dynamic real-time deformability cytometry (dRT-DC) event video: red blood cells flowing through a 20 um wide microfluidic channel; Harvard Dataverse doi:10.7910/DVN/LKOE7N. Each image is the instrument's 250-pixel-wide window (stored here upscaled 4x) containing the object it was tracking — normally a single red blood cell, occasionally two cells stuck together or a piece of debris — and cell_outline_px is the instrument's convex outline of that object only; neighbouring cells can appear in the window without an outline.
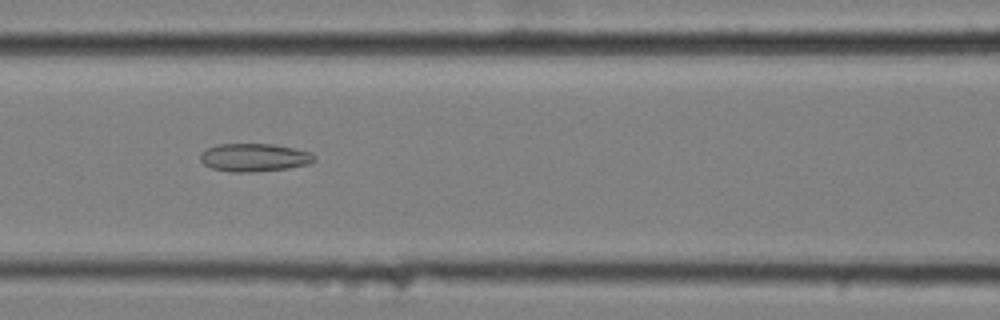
{"species": "common noctule bat (a hibernating species)", "species_latin": "Nyctalus noctula", "temperature_condition": "cold", "stored_images_in_passage": 40, "camera_frame_rate_fps": 3000, "um_per_image_px": 0.085, "animal": {"sex": "female", "body_mass_g": 25.1}, "frame": {"image": 1, "passage_image": 8, "time_ms": 2.333, "image_size_px": [1000, 320], "cell_outline_px": [[316, 160], [308, 164], [288, 168], [256, 172], [232, 172], [212, 168], [204, 164], [200, 160], [200, 152], [208, 148], [220, 144], [272, 144], [296, 148], [312, 152], [316, 156]], "centroid_in_image_um": [21.64, 13.38], "position_along_channel_um": 145.0, "area_um2": 18.79}}
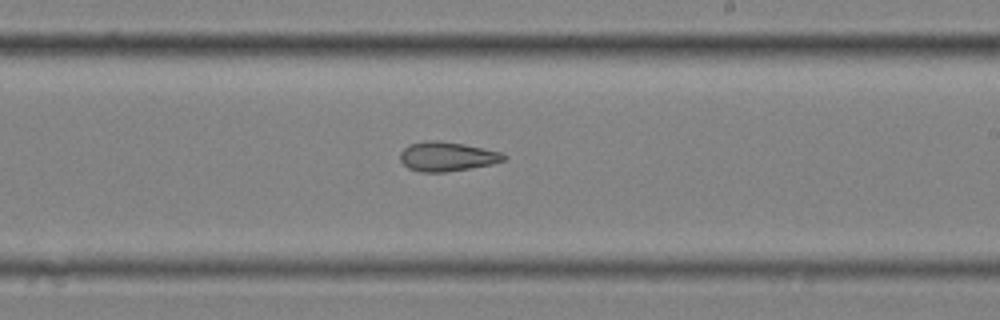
{"frame": {"image": 2, "passage_image": 17, "time_ms": 5.333, "image_size_px": [1000, 320], "cell_outline_px": [[508, 156], [504, 160], [492, 164], [444, 172], [420, 172], [408, 168], [400, 160], [400, 152], [408, 144], [428, 140], [440, 140], [464, 144], [500, 152]], "centroid_in_image_um": [37.96, 13.29], "position_along_channel_um": 251.0, "area_um2": 17.69}}
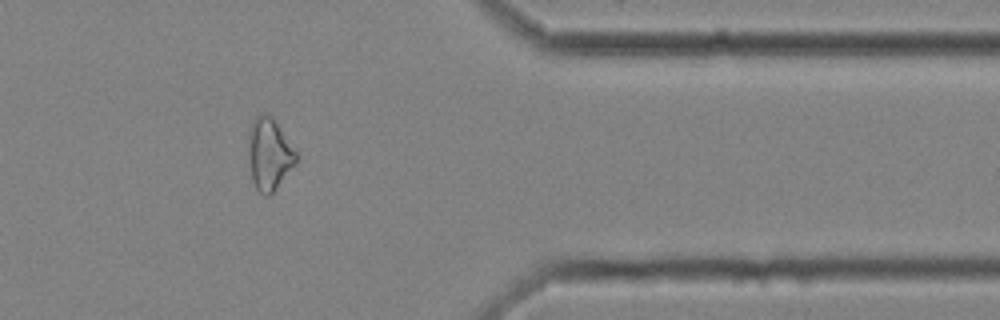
{"frame": {"image": 3, "passage_image": 30, "time_ms": 9.667, "image_size_px": [1000, 320], "cell_outline_px": [[300, 156], [296, 164], [276, 188], [268, 196], [264, 196], [256, 188], [252, 180], [248, 152], [248, 132], [256, 116], [268, 112], [272, 116]], "centroid_in_image_um": [22.9, 13.09], "position_along_channel_um": 388.5, "area_um2": 20.17}, "authors_computed_cell_mechanics": {"area_um2": 18.6983, "velocity_mm_per_s": 3.5414, "shape_relaxation_time_tau1_ms": null, "shape_relaxation_time_tau2_ms": 7.0432, "deformation_change_tau1": null, "deformation_change_tau2": 0.1716}}